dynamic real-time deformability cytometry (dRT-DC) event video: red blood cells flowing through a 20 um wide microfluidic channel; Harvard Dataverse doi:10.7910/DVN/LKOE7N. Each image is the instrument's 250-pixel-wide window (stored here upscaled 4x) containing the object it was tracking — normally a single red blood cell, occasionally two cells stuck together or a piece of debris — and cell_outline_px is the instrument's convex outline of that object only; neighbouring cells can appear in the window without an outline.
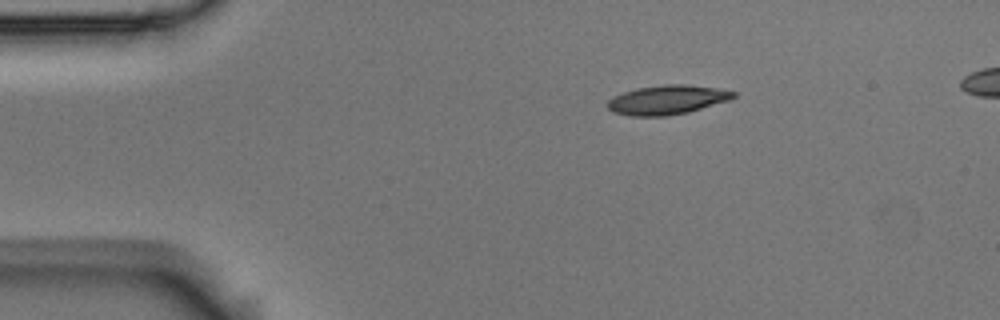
{"species": "Egyptian fruit bat (a non-hibernating species)", "species_latin": "Rousettus aegyptiacus", "temperature_condition": "room temperature", "stored_images_in_passage": 4, "segment_of_instrument_passage": [1, 2], "camera_frame_rate_fps": 3000, "um_per_image_px": 0.085, "animal": {"sex": "male"}, "frame": {"image": 1, "passage_image": 1, "time_ms": 0.0, "image_size_px": [1000, 320], "cell_outline_px": [[736, 96], [728, 100], [688, 112], [668, 116], [628, 116], [612, 112], [608, 108], [608, 100], [624, 92], [636, 88], [664, 84], [684, 84], [720, 88], [736, 92]], "centroid_in_image_um": [56.71, 8.48], "position_along_channel_um": 28.3, "area_um2": 21.44}}